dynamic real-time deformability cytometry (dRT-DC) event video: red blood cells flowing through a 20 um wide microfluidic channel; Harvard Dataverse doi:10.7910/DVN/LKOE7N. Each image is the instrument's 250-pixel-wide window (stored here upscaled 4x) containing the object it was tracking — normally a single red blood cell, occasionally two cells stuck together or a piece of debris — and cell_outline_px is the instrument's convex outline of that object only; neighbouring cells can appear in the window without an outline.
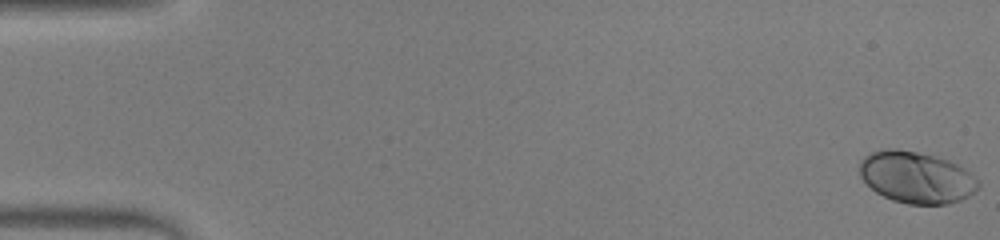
{"species": "human", "species_latin": "Homo sapiens", "temperature_condition": "warm", "stored_images_in_passage": 49, "camera_frame_rate_fps": 3000, "um_per_image_px": 0.085, "donor": {"sex": "male"}, "frame": {"image": 1, "passage_image": 1, "time_ms": 0.0, "image_size_px": [1000, 240], "cell_outline_px": [[980, 184], [968, 196], [960, 200], [948, 204], [908, 204], [892, 200], [876, 192], [860, 176], [860, 160], [864, 156], [872, 152], [892, 148], [896, 148], [916, 152], [948, 160], [964, 168], [976, 176], [980, 180]], "centroid_in_image_um": [77.9, 15.08], "position_along_channel_um": 7.1, "area_um2": 35.49}}
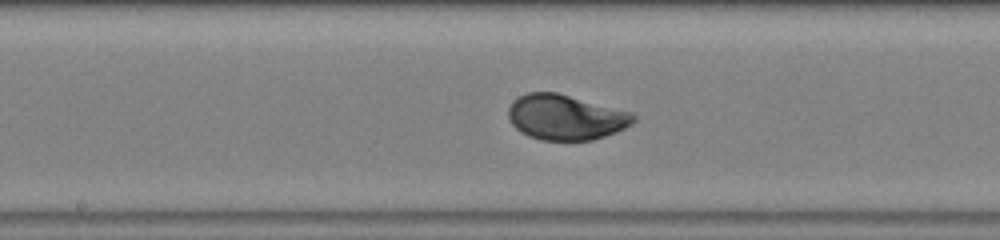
{"frame": {"image": 2, "passage_image": 26, "time_ms": 8.333, "image_size_px": [1000, 240], "cell_outline_px": [[636, 120], [632, 124], [616, 132], [592, 140], [540, 140], [528, 136], [520, 132], [512, 124], [508, 116], [508, 108], [512, 100], [528, 92], [556, 92], [632, 112], [636, 116]], "centroid_in_image_um": [48.07, 9.96], "position_along_channel_um": 200.1, "area_um2": 33.06}}
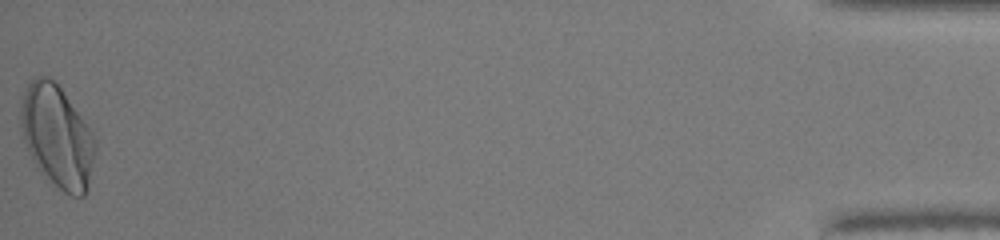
{"frame": {"image": 3, "passage_image": 49, "time_ms": 16.0, "image_size_px": [1000, 240], "cell_outline_px": [[96, 148], [88, 192], [84, 196], [72, 196], [64, 192], [36, 168], [28, 152], [24, 140], [20, 124], [20, 108], [24, 92], [28, 80], [36, 76], [48, 76], [56, 80], [92, 128], [96, 140]], "centroid_in_image_um": [4.88, 11.55], "position_along_channel_um": 430.3, "area_um2": 45.43}, "authors_computed_cell_mechanics": {"area_um2": 33.235, "velocity_mm_per_s": 4.2719, "shape_relaxation_time_tau1_ms": 2.252, "shape_relaxation_time_tau2_ms": null, "deformation_change_tau1": 0.1511, "deformation_change_tau2": null}}